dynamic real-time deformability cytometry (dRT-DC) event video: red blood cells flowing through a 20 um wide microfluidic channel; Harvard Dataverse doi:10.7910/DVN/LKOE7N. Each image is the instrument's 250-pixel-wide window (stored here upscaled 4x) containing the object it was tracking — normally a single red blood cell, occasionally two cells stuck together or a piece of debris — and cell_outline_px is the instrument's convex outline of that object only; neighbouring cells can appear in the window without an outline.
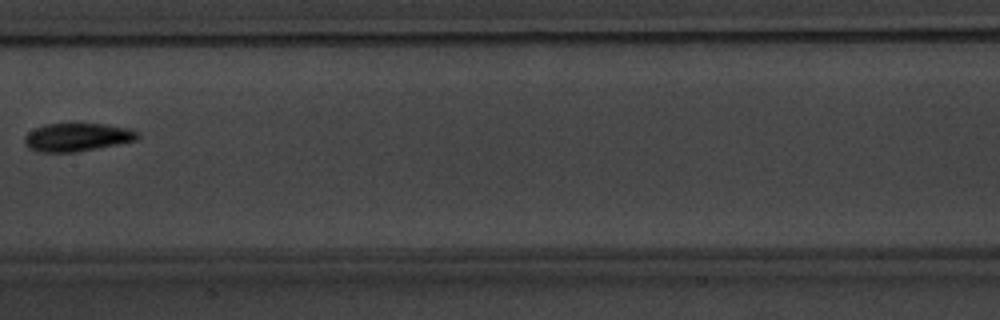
{"species": "common noctule bat (a hibernating species)", "species_latin": "Nyctalus noctula", "temperature_condition": "warm", "stored_images_in_passage": 9, "camera_frame_rate_fps": 3000, "um_per_image_px": 0.085, "animal": {"sex": "male", "body_mass_g": 20.1, "forearm_length_mm": 53.5}, "frame": {"image": 1, "passage_image": 8, "time_ms": 9.333, "image_size_px": [1000, 320], "cell_outline_px": [[140, 136], [136, 140], [76, 152], [40, 152], [28, 148], [24, 144], [24, 136], [32, 128], [44, 124], [72, 120], [108, 124], [128, 128], [140, 132]], "centroid_in_image_um": [6.51, 11.6], "position_along_channel_um": 200.9, "area_um2": 19.59}}